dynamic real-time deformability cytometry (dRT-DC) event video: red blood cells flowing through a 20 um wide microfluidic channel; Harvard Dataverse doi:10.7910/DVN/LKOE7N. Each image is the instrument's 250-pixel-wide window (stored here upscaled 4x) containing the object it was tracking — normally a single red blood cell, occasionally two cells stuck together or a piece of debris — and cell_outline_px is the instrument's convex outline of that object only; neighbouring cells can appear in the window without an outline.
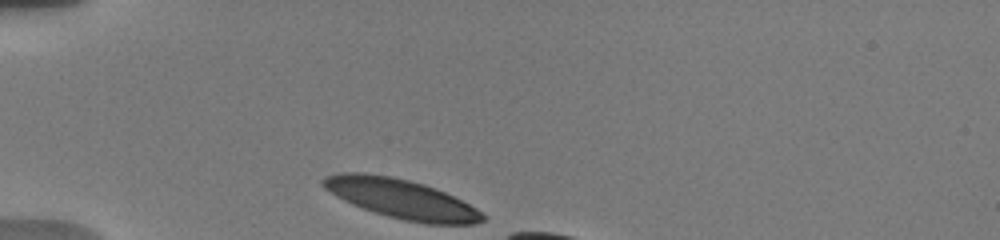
{"species": "human", "species_latin": "Homo sapiens", "temperature_condition": "warm", "stored_images_in_passage": 7, "camera_frame_rate_fps": 3000, "um_per_image_px": 0.085, "donor": {"sex": "male"}, "frame": {"image": 1, "passage_image": 1, "time_ms": 0.0, "image_size_px": [1000, 240], "cell_outline_px": [[488, 216], [484, 220], [472, 224], [424, 224], [404, 220], [388, 216], [352, 204], [336, 196], [324, 188], [320, 184], [320, 180], [324, 176], [340, 172], [364, 172], [388, 176], [408, 180], [424, 184], [436, 188], [476, 208]], "centroid_in_image_um": [34.08, 16.89], "position_along_channel_um": 50.9, "area_um2": 36.53}}